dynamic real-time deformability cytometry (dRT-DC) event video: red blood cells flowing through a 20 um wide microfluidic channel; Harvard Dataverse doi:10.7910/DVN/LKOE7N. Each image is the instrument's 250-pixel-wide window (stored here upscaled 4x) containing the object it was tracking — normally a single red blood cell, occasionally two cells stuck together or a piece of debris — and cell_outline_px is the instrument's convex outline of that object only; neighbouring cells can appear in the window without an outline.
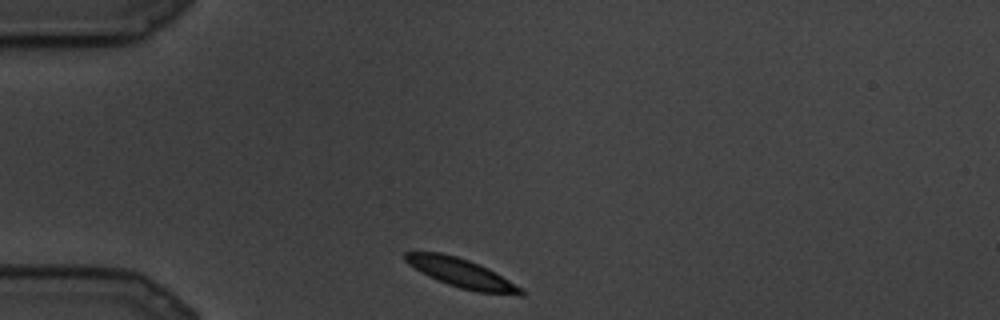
{"species": "common noctule bat (a hibernating species)", "species_latin": "Nyctalus noctula", "temperature_condition": "cold", "stored_images_in_passage": 72, "camera_frame_rate_fps": 3000, "um_per_image_px": 0.085, "animal": {"sex": "male", "body_mass_g": 19.5, "forearm_length_mm": 54.6}, "frame": {"image": 1, "passage_image": 1, "time_ms": 0.0, "image_size_px": [1000, 320], "cell_outline_px": [[524, 296], [520, 296], [476, 292], [460, 288], [448, 284], [428, 276], [420, 272], [408, 264], [404, 260], [404, 252], [440, 252], [456, 256], [468, 260], [488, 268], [524, 288]], "centroid_in_image_um": [39.27, 23.24], "position_along_channel_um": 45.7, "area_um2": 19.71}}
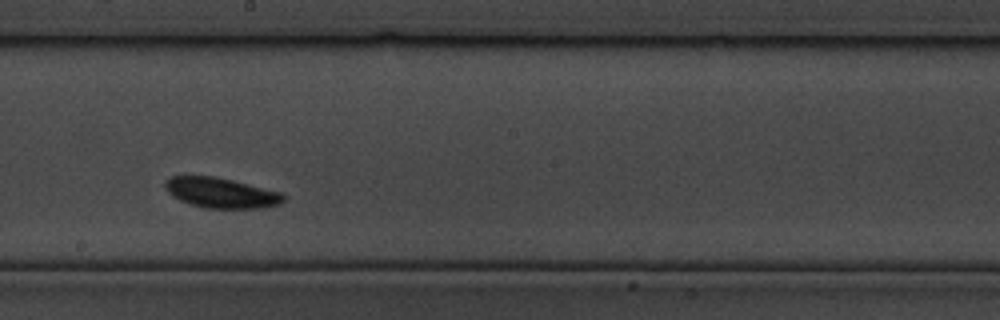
{"frame": {"image": 2, "passage_image": 31, "time_ms": 10.0, "image_size_px": [1000, 320], "cell_outline_px": [[284, 200], [280, 204], [264, 208], [204, 208], [188, 204], [172, 196], [168, 192], [164, 184], [164, 180], [172, 176], [216, 176], [280, 192], [284, 196]], "centroid_in_image_um": [18.76, 16.39], "position_along_channel_um": 229.4, "area_um2": 20.87}}
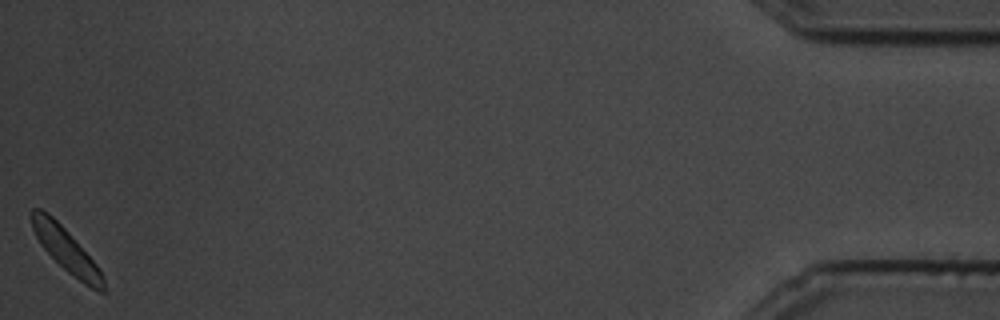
{"frame": {"image": 3, "passage_image": 72, "time_ms": 23.667, "image_size_px": [1000, 320], "cell_outline_px": [[108, 292], [100, 292], [84, 284], [68, 272], [40, 244], [32, 228], [32, 208], [40, 208], [48, 212], [68, 232], [100, 268], [104, 276]], "centroid_in_image_um": [5.68, 21.28], "position_along_channel_um": 429.5, "area_um2": 18.03}}